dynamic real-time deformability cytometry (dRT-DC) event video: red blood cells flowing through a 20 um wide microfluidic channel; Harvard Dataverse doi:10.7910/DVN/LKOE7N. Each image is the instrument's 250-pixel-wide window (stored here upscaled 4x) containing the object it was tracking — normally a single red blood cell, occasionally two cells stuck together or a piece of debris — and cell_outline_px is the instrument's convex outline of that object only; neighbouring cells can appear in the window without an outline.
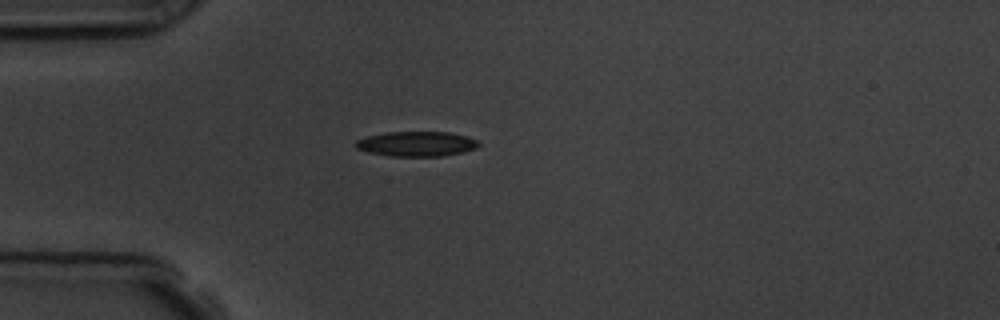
{"species": "common noctule bat (a hibernating species)", "species_latin": "Nyctalus noctula", "temperature_condition": "room temperature", "stored_images_in_passage": 2, "camera_frame_rate_fps": 3000, "um_per_image_px": 0.085, "animal": {"sex": "male", "body_mass_g": 19.5, "forearm_length_mm": 54.6}, "frame": {"image": 1, "passage_image": 2, "time_ms": 1.333, "image_size_px": [1000, 320], "cell_outline_px": [[480, 144], [476, 148], [464, 152], [444, 156], [392, 156], [368, 152], [356, 148], [356, 140], [368, 136], [384, 132], [448, 132], [468, 136], [476, 140]], "centroid_in_image_um": [35.43, 12.23], "position_along_channel_um": 49.6, "area_um2": 17.86}}